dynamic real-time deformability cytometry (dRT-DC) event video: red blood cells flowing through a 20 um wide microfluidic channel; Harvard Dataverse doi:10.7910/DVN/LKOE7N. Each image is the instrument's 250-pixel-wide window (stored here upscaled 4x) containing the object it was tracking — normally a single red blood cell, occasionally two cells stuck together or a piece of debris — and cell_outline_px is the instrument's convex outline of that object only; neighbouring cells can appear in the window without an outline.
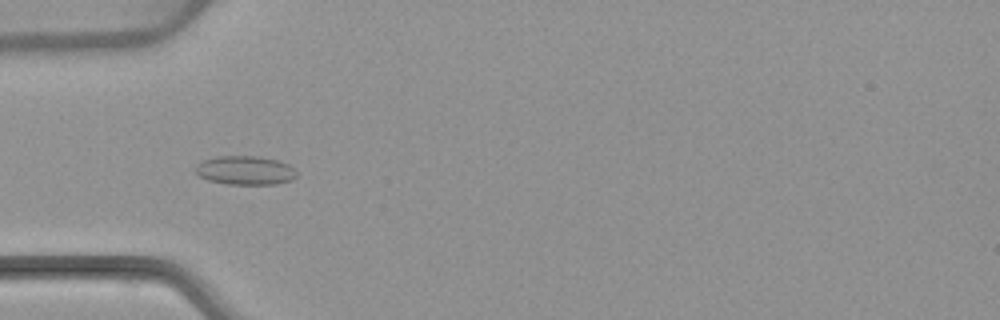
{"species": "common noctule bat (a hibernating species)", "species_latin": "Nyctalus noctula", "temperature_condition": "warm", "stored_images_in_passage": 5, "camera_frame_rate_fps": 3000, "um_per_image_px": 0.085, "animal": {"sex": "female", "body_mass_g": 22.7, "forearm_length_mm": 54.2}, "frame": {"image": 1, "passage_image": 4, "time_ms": 3.333, "image_size_px": [1000, 320], "cell_outline_px": [[296, 176], [292, 180], [276, 184], [228, 184], [208, 180], [200, 176], [192, 168], [204, 160], [216, 156], [260, 156], [276, 160], [288, 164], [296, 172]], "centroid_in_image_um": [20.82, 14.48], "position_along_channel_um": 64.2, "area_um2": 16.99}}
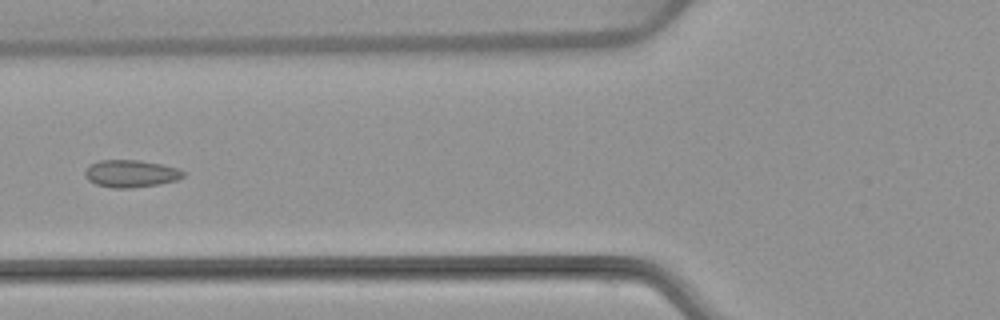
{"frame": {"image": 2, "passage_image": 5, "time_ms": 4.667, "image_size_px": [1000, 320], "cell_outline_px": [[184, 176], [176, 180], [160, 184], [132, 188], [112, 188], [96, 184], [88, 180], [84, 176], [84, 172], [92, 164], [100, 160], [140, 160], [160, 164], [176, 168], [184, 172]], "centroid_in_image_um": [11.11, 14.76], "position_along_channel_um": 114.7, "area_um2": 15.55}}